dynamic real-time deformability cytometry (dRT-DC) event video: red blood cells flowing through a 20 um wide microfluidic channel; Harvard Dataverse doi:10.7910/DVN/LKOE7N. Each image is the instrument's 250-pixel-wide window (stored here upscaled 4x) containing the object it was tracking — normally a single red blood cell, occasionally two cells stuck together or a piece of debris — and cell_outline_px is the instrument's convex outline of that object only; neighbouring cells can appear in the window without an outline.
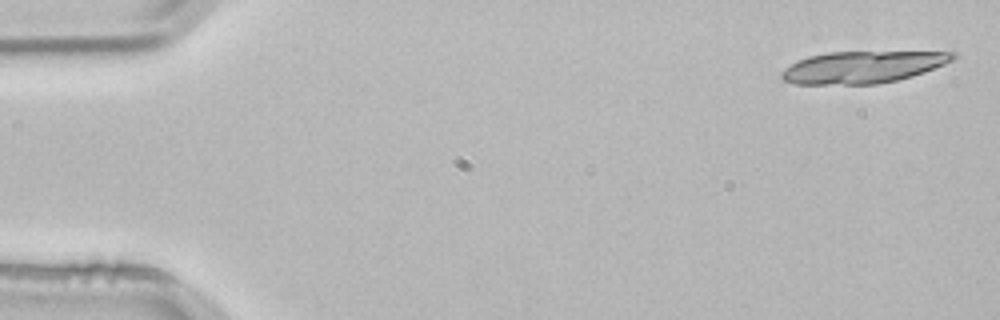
{"species": "common noctule bat (a hibernating species)", "species_latin": "Nyctalus noctula", "temperature_condition": "room temperature", "stored_images_in_passage": 4, "camera_frame_rate_fps": 3000, "um_per_image_px": 0.085, "animal": {"sex": "male", "body_mass_g": 21.5, "forearm_length_mm": 52.0}, "frame": {"image": 1, "passage_image": 1, "time_ms": 0.0, "image_size_px": [1000, 320], "cell_outline_px": [[956, 56], [952, 60], [944, 64], [924, 72], [912, 76], [896, 80], [876, 84], [792, 84], [784, 80], [780, 76], [780, 72], [784, 68], [796, 60], [808, 56], [828, 52], [956, 52]], "centroid_in_image_um": [73.26, 5.7], "position_along_channel_um": 11.7, "area_um2": 31.85}}